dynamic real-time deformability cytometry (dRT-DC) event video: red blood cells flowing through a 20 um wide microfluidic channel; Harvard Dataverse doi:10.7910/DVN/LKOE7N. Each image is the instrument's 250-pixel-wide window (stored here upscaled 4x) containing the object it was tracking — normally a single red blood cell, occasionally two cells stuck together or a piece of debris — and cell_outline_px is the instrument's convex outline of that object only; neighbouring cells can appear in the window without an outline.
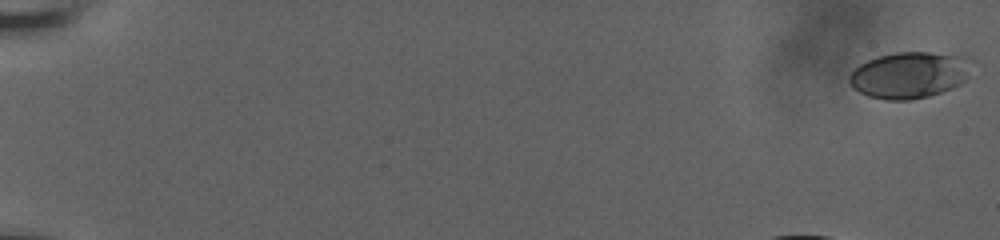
{"species": "human", "species_latin": "Homo sapiens", "temperature_condition": "room temperature", "stored_images_in_passage": 46, "camera_frame_rate_fps": 3000, "um_per_image_px": 0.085, "donor": {"sex": "male"}, "frame": {"image": 1, "passage_image": 1, "time_ms": 0.0, "image_size_px": [1000, 240], "cell_outline_px": [[976, 60], [964, 80], [960, 84], [952, 88], [928, 96], [912, 100], [888, 100], [868, 96], [852, 88], [848, 80], [848, 76], [860, 64], [868, 60], [880, 56], [896, 52], [928, 52], [968, 56]], "centroid_in_image_um": [77.34, 6.36], "position_along_channel_um": 7.7, "area_um2": 33.35}}